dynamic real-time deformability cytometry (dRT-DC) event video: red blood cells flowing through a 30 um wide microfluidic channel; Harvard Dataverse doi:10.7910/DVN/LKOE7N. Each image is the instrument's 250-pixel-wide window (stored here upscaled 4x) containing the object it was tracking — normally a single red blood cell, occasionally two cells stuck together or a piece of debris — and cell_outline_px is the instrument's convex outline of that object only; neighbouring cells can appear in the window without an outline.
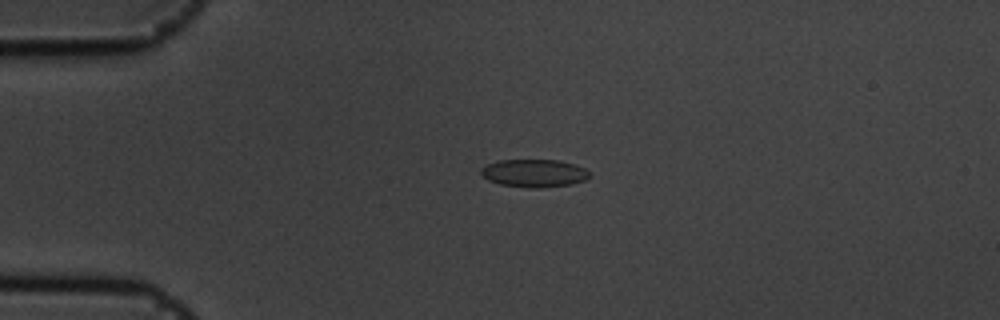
{"species": "common noctule bat (a hibernating species)", "species_latin": "Nyctalus noctula", "temperature_condition": "cold", "stored_images_in_passage": 45, "camera_frame_rate_fps": 3000, "um_per_image_px": 0.085, "animal": {"sex": "male", "body_mass_g": 19.5, "forearm_length_mm": 54.6}, "frame": {"image": 1, "passage_image": 2, "time_ms": 0.333, "image_size_px": [1000, 320], "cell_outline_px": [[592, 176], [584, 180], [572, 184], [540, 188], [536, 188], [500, 184], [488, 180], [480, 172], [480, 168], [488, 164], [500, 160], [560, 160], [576, 164], [584, 168]], "centroid_in_image_um": [45.43, 14.71], "position_along_channel_um": 39.6, "area_um2": 17.57}}
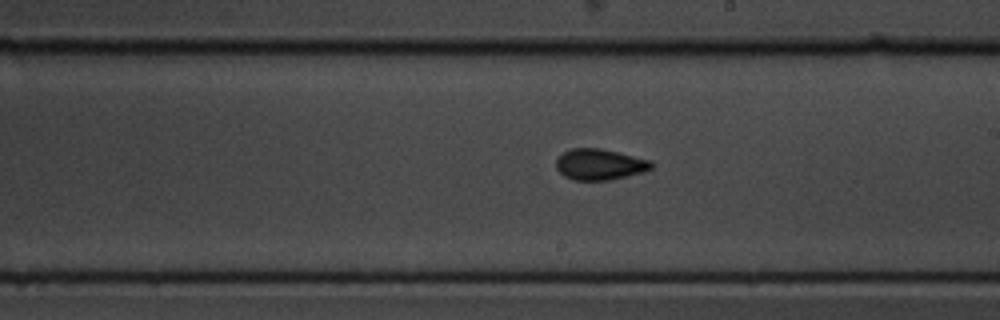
{"frame": {"image": 2, "passage_image": 21, "time_ms": 6.667, "image_size_px": [1000, 320], "cell_outline_px": [[652, 168], [644, 172], [628, 176], [608, 180], [572, 180], [564, 176], [556, 168], [556, 160], [564, 152], [572, 148], [600, 148], [652, 160]], "centroid_in_image_um": [50.98, 13.98], "position_along_channel_um": 238.0, "area_um2": 17.22}}
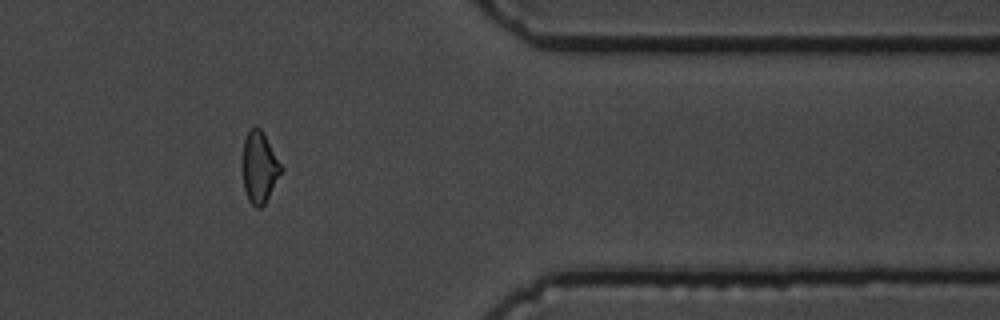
{"frame": {"image": 3, "passage_image": 35, "time_ms": 11.333, "image_size_px": [1000, 320], "cell_outline_px": [[284, 168], [264, 204], [260, 208], [256, 208], [248, 200], [244, 188], [244, 140], [248, 132], [256, 124], [264, 132]], "centroid_in_image_um": [22.09, 14.19], "position_along_channel_um": 389.3, "area_um2": 15.84}, "authors_computed_cell_mechanics": {"area_um2": 16.8776, "velocity_mm_per_s": 3.6134, "shape_relaxation_time_tau1_ms": 4.5026, "shape_relaxation_time_tau2_ms": 1.0759, "deformation_change_tau1": 0.1261, "deformation_change_tau2": 0.0618}}